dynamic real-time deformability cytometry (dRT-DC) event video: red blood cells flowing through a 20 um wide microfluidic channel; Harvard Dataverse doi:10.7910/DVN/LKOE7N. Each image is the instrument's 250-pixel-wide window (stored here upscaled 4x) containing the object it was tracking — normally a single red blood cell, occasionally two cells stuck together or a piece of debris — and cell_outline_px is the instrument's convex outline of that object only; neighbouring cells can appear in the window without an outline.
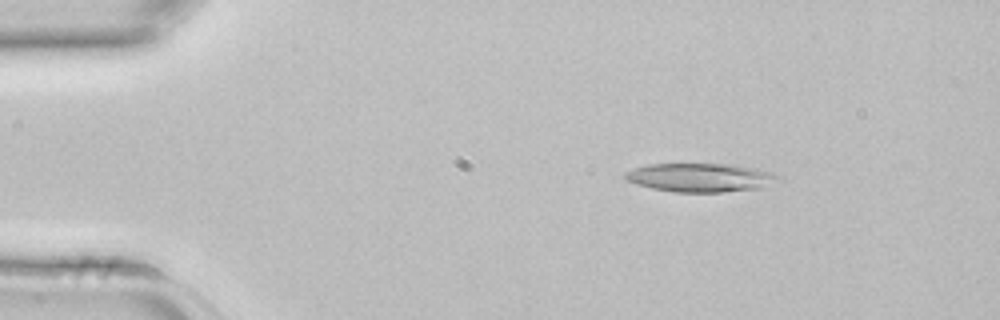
{"species": "common noctule bat (a hibernating species)", "species_latin": "Nyctalus noctula", "temperature_condition": "room temperature", "stored_images_in_passage": 2, "camera_frame_rate_fps": 3000, "um_per_image_px": 0.085, "animal": {"sex": "female", "body_mass_g": 22.7, "forearm_length_mm": 54.2}, "frame": {"image": 1, "passage_image": 1, "time_ms": 0.0, "image_size_px": [1000, 320], "cell_outline_px": [[784, 180], [760, 188], [724, 192], [672, 192], [652, 188], [636, 184], [624, 180], [624, 172], [648, 164], [732, 164], [772, 172], [780, 176]], "centroid_in_image_um": [59.55, 15.1], "position_along_channel_um": 25.4, "area_um2": 25.78}}